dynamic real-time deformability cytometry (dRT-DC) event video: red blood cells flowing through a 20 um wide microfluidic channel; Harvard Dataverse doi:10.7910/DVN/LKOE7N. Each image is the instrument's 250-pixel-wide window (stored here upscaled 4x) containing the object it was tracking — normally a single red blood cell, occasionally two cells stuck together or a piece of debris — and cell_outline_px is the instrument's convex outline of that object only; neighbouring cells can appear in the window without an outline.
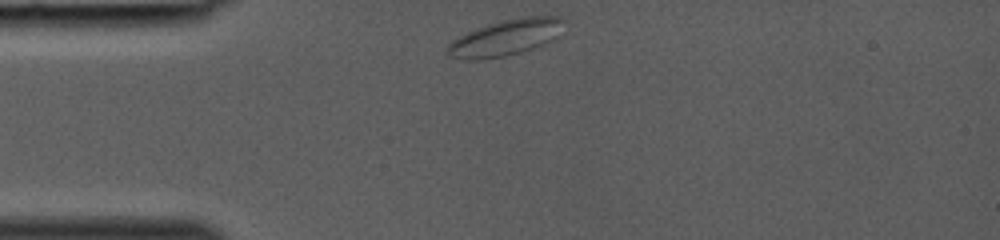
{"species": "common noctule bat (a hibernating species)", "species_latin": "Nyctalus noctula", "temperature_condition": "room temperature", "stored_images_in_passage": 25, "camera_frame_rate_fps": 3000, "um_per_image_px": 0.085, "animal": {"sex": "female", "body_mass_g": 19.0, "forearm_length_mm": 53.3}, "frame": {"image": 1, "passage_image": 1, "time_ms": 0.0, "image_size_px": [1000, 240], "cell_outline_px": [[564, 20], [560, 36], [544, 44], [520, 52], [504, 56], [484, 60], [464, 60], [452, 56], [448, 52], [448, 44], [452, 40], [476, 28], [500, 20], [524, 16], [560, 16]], "centroid_in_image_um": [43.01, 3.19], "position_along_channel_um": 42.0, "area_um2": 24.57}}
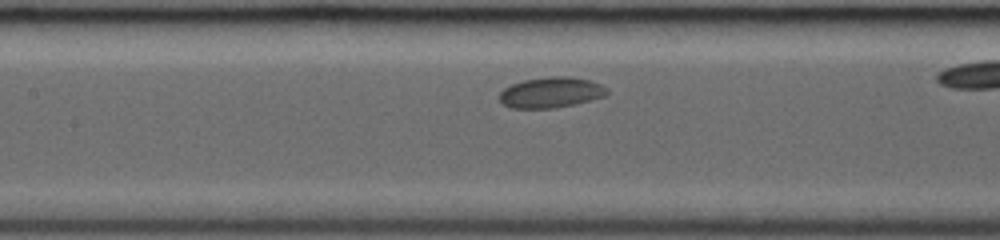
{"frame": {"image": 2, "passage_image": 10, "time_ms": 3.0, "image_size_px": [1000, 240], "cell_outline_px": [[608, 92], [604, 96], [592, 100], [576, 104], [556, 108], [512, 108], [504, 104], [500, 100], [500, 92], [504, 88], [512, 84], [524, 80], [552, 76], [568, 76], [592, 80], [608, 88]], "centroid_in_image_um": [46.87, 7.86], "position_along_channel_um": 160.5, "area_um2": 19.25}}
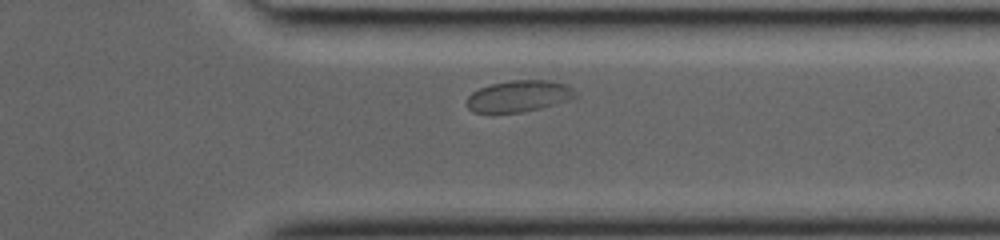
{"frame": {"image": 3, "passage_image": 23, "time_ms": 7.333, "image_size_px": [1000, 240], "cell_outline_px": [[576, 96], [568, 100], [540, 108], [520, 112], [492, 116], [472, 112], [464, 104], [464, 100], [472, 92], [480, 88], [492, 84], [512, 80], [548, 80], [564, 84], [572, 88]], "centroid_in_image_um": [43.96, 8.22], "position_along_channel_um": 367.4, "area_um2": 20.4}}